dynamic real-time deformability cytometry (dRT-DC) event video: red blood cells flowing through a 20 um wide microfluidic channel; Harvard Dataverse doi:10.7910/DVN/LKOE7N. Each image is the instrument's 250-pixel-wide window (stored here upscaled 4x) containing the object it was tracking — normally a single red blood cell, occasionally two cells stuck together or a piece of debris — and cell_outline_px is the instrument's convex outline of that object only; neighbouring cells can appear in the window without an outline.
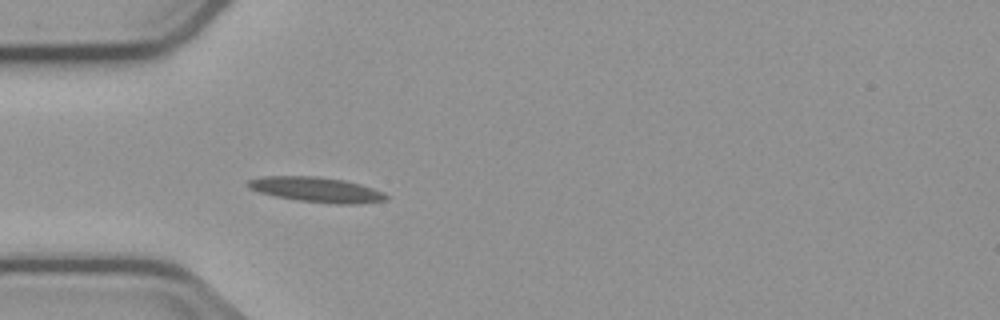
{"species": "common noctule bat (a hibernating species)", "species_latin": "Nyctalus noctula", "temperature_condition": "cold", "stored_images_in_passage": 4, "camera_frame_rate_fps": 3000, "um_per_image_px": 0.085, "animal": {"sex": "male", "body_mass_g": 23.1, "forearm_length_mm": 52.7}, "frame": {"image": 1, "passage_image": 4, "time_ms": 4.333, "image_size_px": [1000, 320], "cell_outline_px": [[388, 200], [360, 204], [336, 204], [296, 200], [276, 196], [260, 192], [248, 188], [244, 184], [248, 180], [264, 176], [316, 176], [344, 180], [360, 184], [384, 192], [388, 196]], "centroid_in_image_um": [26.91, 16.12], "position_along_channel_um": 58.1, "area_um2": 20.29}}